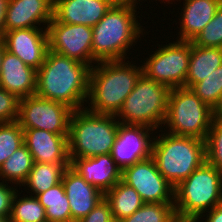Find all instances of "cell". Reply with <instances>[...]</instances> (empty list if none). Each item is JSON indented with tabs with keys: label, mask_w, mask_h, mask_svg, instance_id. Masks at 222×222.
<instances>
[{
	"label": "cell",
	"mask_w": 222,
	"mask_h": 222,
	"mask_svg": "<svg viewBox=\"0 0 222 222\" xmlns=\"http://www.w3.org/2000/svg\"><path fill=\"white\" fill-rule=\"evenodd\" d=\"M171 1V2H170ZM177 0H164V4H173ZM179 3H181V0ZM222 0H183V8L177 26V40L193 41L202 29L213 19ZM183 11V12H182Z\"/></svg>",
	"instance_id": "21"
},
{
	"label": "cell",
	"mask_w": 222,
	"mask_h": 222,
	"mask_svg": "<svg viewBox=\"0 0 222 222\" xmlns=\"http://www.w3.org/2000/svg\"><path fill=\"white\" fill-rule=\"evenodd\" d=\"M20 99L0 87V123L17 121Z\"/></svg>",
	"instance_id": "33"
},
{
	"label": "cell",
	"mask_w": 222,
	"mask_h": 222,
	"mask_svg": "<svg viewBox=\"0 0 222 222\" xmlns=\"http://www.w3.org/2000/svg\"><path fill=\"white\" fill-rule=\"evenodd\" d=\"M0 222H11L8 217H0Z\"/></svg>",
	"instance_id": "41"
},
{
	"label": "cell",
	"mask_w": 222,
	"mask_h": 222,
	"mask_svg": "<svg viewBox=\"0 0 222 222\" xmlns=\"http://www.w3.org/2000/svg\"><path fill=\"white\" fill-rule=\"evenodd\" d=\"M150 54L141 64L143 74L170 89L185 87L191 41L171 40L166 45H158Z\"/></svg>",
	"instance_id": "9"
},
{
	"label": "cell",
	"mask_w": 222,
	"mask_h": 222,
	"mask_svg": "<svg viewBox=\"0 0 222 222\" xmlns=\"http://www.w3.org/2000/svg\"><path fill=\"white\" fill-rule=\"evenodd\" d=\"M23 144V129L17 121L0 123V166Z\"/></svg>",
	"instance_id": "30"
},
{
	"label": "cell",
	"mask_w": 222,
	"mask_h": 222,
	"mask_svg": "<svg viewBox=\"0 0 222 222\" xmlns=\"http://www.w3.org/2000/svg\"><path fill=\"white\" fill-rule=\"evenodd\" d=\"M23 191H16L12 200L11 222H45V208L40 204L36 196L28 194L20 197Z\"/></svg>",
	"instance_id": "27"
},
{
	"label": "cell",
	"mask_w": 222,
	"mask_h": 222,
	"mask_svg": "<svg viewBox=\"0 0 222 222\" xmlns=\"http://www.w3.org/2000/svg\"><path fill=\"white\" fill-rule=\"evenodd\" d=\"M36 197L45 208L47 221L71 222L69 201L62 182L38 194Z\"/></svg>",
	"instance_id": "26"
},
{
	"label": "cell",
	"mask_w": 222,
	"mask_h": 222,
	"mask_svg": "<svg viewBox=\"0 0 222 222\" xmlns=\"http://www.w3.org/2000/svg\"><path fill=\"white\" fill-rule=\"evenodd\" d=\"M205 213L206 214H202L195 222H222V203Z\"/></svg>",
	"instance_id": "36"
},
{
	"label": "cell",
	"mask_w": 222,
	"mask_h": 222,
	"mask_svg": "<svg viewBox=\"0 0 222 222\" xmlns=\"http://www.w3.org/2000/svg\"><path fill=\"white\" fill-rule=\"evenodd\" d=\"M222 65V48L200 47L191 41V55L185 87L192 88L196 83L204 80L217 67Z\"/></svg>",
	"instance_id": "22"
},
{
	"label": "cell",
	"mask_w": 222,
	"mask_h": 222,
	"mask_svg": "<svg viewBox=\"0 0 222 222\" xmlns=\"http://www.w3.org/2000/svg\"><path fill=\"white\" fill-rule=\"evenodd\" d=\"M215 118L216 112L206 105L192 89L172 88L162 129L165 127V132L174 135L206 140Z\"/></svg>",
	"instance_id": "7"
},
{
	"label": "cell",
	"mask_w": 222,
	"mask_h": 222,
	"mask_svg": "<svg viewBox=\"0 0 222 222\" xmlns=\"http://www.w3.org/2000/svg\"><path fill=\"white\" fill-rule=\"evenodd\" d=\"M125 61L98 62L91 67L86 109L105 115L118 114L143 73L141 64Z\"/></svg>",
	"instance_id": "3"
},
{
	"label": "cell",
	"mask_w": 222,
	"mask_h": 222,
	"mask_svg": "<svg viewBox=\"0 0 222 222\" xmlns=\"http://www.w3.org/2000/svg\"><path fill=\"white\" fill-rule=\"evenodd\" d=\"M62 184L69 201L71 222H79L104 198V194L74 171L65 170Z\"/></svg>",
	"instance_id": "19"
},
{
	"label": "cell",
	"mask_w": 222,
	"mask_h": 222,
	"mask_svg": "<svg viewBox=\"0 0 222 222\" xmlns=\"http://www.w3.org/2000/svg\"><path fill=\"white\" fill-rule=\"evenodd\" d=\"M53 8L54 0H8L4 18L5 32L39 26L47 28L53 19Z\"/></svg>",
	"instance_id": "15"
},
{
	"label": "cell",
	"mask_w": 222,
	"mask_h": 222,
	"mask_svg": "<svg viewBox=\"0 0 222 222\" xmlns=\"http://www.w3.org/2000/svg\"><path fill=\"white\" fill-rule=\"evenodd\" d=\"M23 143L37 163L70 162L68 135L40 129H23Z\"/></svg>",
	"instance_id": "18"
},
{
	"label": "cell",
	"mask_w": 222,
	"mask_h": 222,
	"mask_svg": "<svg viewBox=\"0 0 222 222\" xmlns=\"http://www.w3.org/2000/svg\"><path fill=\"white\" fill-rule=\"evenodd\" d=\"M115 0H54L53 19L66 24L94 27Z\"/></svg>",
	"instance_id": "17"
},
{
	"label": "cell",
	"mask_w": 222,
	"mask_h": 222,
	"mask_svg": "<svg viewBox=\"0 0 222 222\" xmlns=\"http://www.w3.org/2000/svg\"><path fill=\"white\" fill-rule=\"evenodd\" d=\"M222 203V172L205 161L174 187V206L179 222H195Z\"/></svg>",
	"instance_id": "6"
},
{
	"label": "cell",
	"mask_w": 222,
	"mask_h": 222,
	"mask_svg": "<svg viewBox=\"0 0 222 222\" xmlns=\"http://www.w3.org/2000/svg\"><path fill=\"white\" fill-rule=\"evenodd\" d=\"M5 50L18 56L27 66L38 70L49 50L47 28L15 29L1 38Z\"/></svg>",
	"instance_id": "14"
},
{
	"label": "cell",
	"mask_w": 222,
	"mask_h": 222,
	"mask_svg": "<svg viewBox=\"0 0 222 222\" xmlns=\"http://www.w3.org/2000/svg\"><path fill=\"white\" fill-rule=\"evenodd\" d=\"M104 199L110 205L114 222L129 217L144 204L138 192L122 180L104 194Z\"/></svg>",
	"instance_id": "24"
},
{
	"label": "cell",
	"mask_w": 222,
	"mask_h": 222,
	"mask_svg": "<svg viewBox=\"0 0 222 222\" xmlns=\"http://www.w3.org/2000/svg\"><path fill=\"white\" fill-rule=\"evenodd\" d=\"M8 0H0V39L2 38L5 29H4V18L6 13Z\"/></svg>",
	"instance_id": "37"
},
{
	"label": "cell",
	"mask_w": 222,
	"mask_h": 222,
	"mask_svg": "<svg viewBox=\"0 0 222 222\" xmlns=\"http://www.w3.org/2000/svg\"><path fill=\"white\" fill-rule=\"evenodd\" d=\"M90 72L91 66L48 50L37 70L35 95L63 103L73 111L85 108Z\"/></svg>",
	"instance_id": "1"
},
{
	"label": "cell",
	"mask_w": 222,
	"mask_h": 222,
	"mask_svg": "<svg viewBox=\"0 0 222 222\" xmlns=\"http://www.w3.org/2000/svg\"><path fill=\"white\" fill-rule=\"evenodd\" d=\"M69 166L70 162H34L26 181L21 185V187H25L23 188L25 191L28 189L30 191H27V193H30L29 195L37 196L38 194L45 192L47 189H50L62 182L63 174Z\"/></svg>",
	"instance_id": "23"
},
{
	"label": "cell",
	"mask_w": 222,
	"mask_h": 222,
	"mask_svg": "<svg viewBox=\"0 0 222 222\" xmlns=\"http://www.w3.org/2000/svg\"><path fill=\"white\" fill-rule=\"evenodd\" d=\"M33 165V156L23 144L0 166V181L20 187L26 181Z\"/></svg>",
	"instance_id": "25"
},
{
	"label": "cell",
	"mask_w": 222,
	"mask_h": 222,
	"mask_svg": "<svg viewBox=\"0 0 222 222\" xmlns=\"http://www.w3.org/2000/svg\"><path fill=\"white\" fill-rule=\"evenodd\" d=\"M115 115L94 113L86 108L72 112L68 129L69 158L111 154L119 120Z\"/></svg>",
	"instance_id": "5"
},
{
	"label": "cell",
	"mask_w": 222,
	"mask_h": 222,
	"mask_svg": "<svg viewBox=\"0 0 222 222\" xmlns=\"http://www.w3.org/2000/svg\"><path fill=\"white\" fill-rule=\"evenodd\" d=\"M73 110L67 105L37 95L21 98L17 122L22 129H40L68 135Z\"/></svg>",
	"instance_id": "10"
},
{
	"label": "cell",
	"mask_w": 222,
	"mask_h": 222,
	"mask_svg": "<svg viewBox=\"0 0 222 222\" xmlns=\"http://www.w3.org/2000/svg\"><path fill=\"white\" fill-rule=\"evenodd\" d=\"M37 70L27 66L18 56L3 51L0 69V87L19 99L35 95Z\"/></svg>",
	"instance_id": "20"
},
{
	"label": "cell",
	"mask_w": 222,
	"mask_h": 222,
	"mask_svg": "<svg viewBox=\"0 0 222 222\" xmlns=\"http://www.w3.org/2000/svg\"><path fill=\"white\" fill-rule=\"evenodd\" d=\"M137 5L131 2H115L92 27V54L95 64L129 59L126 57L128 49L133 48V45L135 47L140 37L144 38V28L140 24L142 20L138 19L141 18L138 16L141 12H137Z\"/></svg>",
	"instance_id": "2"
},
{
	"label": "cell",
	"mask_w": 222,
	"mask_h": 222,
	"mask_svg": "<svg viewBox=\"0 0 222 222\" xmlns=\"http://www.w3.org/2000/svg\"><path fill=\"white\" fill-rule=\"evenodd\" d=\"M154 131L145 125L119 123L111 156L121 170L151 157Z\"/></svg>",
	"instance_id": "13"
},
{
	"label": "cell",
	"mask_w": 222,
	"mask_h": 222,
	"mask_svg": "<svg viewBox=\"0 0 222 222\" xmlns=\"http://www.w3.org/2000/svg\"><path fill=\"white\" fill-rule=\"evenodd\" d=\"M0 182V217H8L11 215V207L13 196L18 187L16 185ZM13 185V187H12Z\"/></svg>",
	"instance_id": "34"
},
{
	"label": "cell",
	"mask_w": 222,
	"mask_h": 222,
	"mask_svg": "<svg viewBox=\"0 0 222 222\" xmlns=\"http://www.w3.org/2000/svg\"><path fill=\"white\" fill-rule=\"evenodd\" d=\"M121 180L133 187L144 203L174 202V186L158 171L152 157L124 168Z\"/></svg>",
	"instance_id": "12"
},
{
	"label": "cell",
	"mask_w": 222,
	"mask_h": 222,
	"mask_svg": "<svg viewBox=\"0 0 222 222\" xmlns=\"http://www.w3.org/2000/svg\"><path fill=\"white\" fill-rule=\"evenodd\" d=\"M115 1L116 2H131V3L139 4L141 6L142 4L138 3V1L143 3L142 1H144V0H115ZM152 1H154V0H152ZM158 2H161V4H162L164 2V0H161V1L159 0Z\"/></svg>",
	"instance_id": "38"
},
{
	"label": "cell",
	"mask_w": 222,
	"mask_h": 222,
	"mask_svg": "<svg viewBox=\"0 0 222 222\" xmlns=\"http://www.w3.org/2000/svg\"><path fill=\"white\" fill-rule=\"evenodd\" d=\"M158 131L151 157L158 171L176 187L206 161V142L195 137L174 135L163 129Z\"/></svg>",
	"instance_id": "4"
},
{
	"label": "cell",
	"mask_w": 222,
	"mask_h": 222,
	"mask_svg": "<svg viewBox=\"0 0 222 222\" xmlns=\"http://www.w3.org/2000/svg\"><path fill=\"white\" fill-rule=\"evenodd\" d=\"M49 50L93 67L92 27L52 19L47 26Z\"/></svg>",
	"instance_id": "11"
},
{
	"label": "cell",
	"mask_w": 222,
	"mask_h": 222,
	"mask_svg": "<svg viewBox=\"0 0 222 222\" xmlns=\"http://www.w3.org/2000/svg\"><path fill=\"white\" fill-rule=\"evenodd\" d=\"M192 91L216 113L222 106V65L204 80L196 83Z\"/></svg>",
	"instance_id": "28"
},
{
	"label": "cell",
	"mask_w": 222,
	"mask_h": 222,
	"mask_svg": "<svg viewBox=\"0 0 222 222\" xmlns=\"http://www.w3.org/2000/svg\"><path fill=\"white\" fill-rule=\"evenodd\" d=\"M216 117H217L218 119L222 120V106H221V108L217 111Z\"/></svg>",
	"instance_id": "40"
},
{
	"label": "cell",
	"mask_w": 222,
	"mask_h": 222,
	"mask_svg": "<svg viewBox=\"0 0 222 222\" xmlns=\"http://www.w3.org/2000/svg\"><path fill=\"white\" fill-rule=\"evenodd\" d=\"M169 93V87L142 73L116 118L123 124L145 125L158 131L165 121Z\"/></svg>",
	"instance_id": "8"
},
{
	"label": "cell",
	"mask_w": 222,
	"mask_h": 222,
	"mask_svg": "<svg viewBox=\"0 0 222 222\" xmlns=\"http://www.w3.org/2000/svg\"><path fill=\"white\" fill-rule=\"evenodd\" d=\"M192 43L200 47L222 48V3L216 10L213 19L202 29Z\"/></svg>",
	"instance_id": "32"
},
{
	"label": "cell",
	"mask_w": 222,
	"mask_h": 222,
	"mask_svg": "<svg viewBox=\"0 0 222 222\" xmlns=\"http://www.w3.org/2000/svg\"><path fill=\"white\" fill-rule=\"evenodd\" d=\"M4 50H5L4 44H3L2 40L0 39V69H1V62H2Z\"/></svg>",
	"instance_id": "39"
},
{
	"label": "cell",
	"mask_w": 222,
	"mask_h": 222,
	"mask_svg": "<svg viewBox=\"0 0 222 222\" xmlns=\"http://www.w3.org/2000/svg\"><path fill=\"white\" fill-rule=\"evenodd\" d=\"M79 222H114L109 203L103 198L98 205Z\"/></svg>",
	"instance_id": "35"
},
{
	"label": "cell",
	"mask_w": 222,
	"mask_h": 222,
	"mask_svg": "<svg viewBox=\"0 0 222 222\" xmlns=\"http://www.w3.org/2000/svg\"><path fill=\"white\" fill-rule=\"evenodd\" d=\"M205 142L206 161L222 172V120H213Z\"/></svg>",
	"instance_id": "31"
},
{
	"label": "cell",
	"mask_w": 222,
	"mask_h": 222,
	"mask_svg": "<svg viewBox=\"0 0 222 222\" xmlns=\"http://www.w3.org/2000/svg\"><path fill=\"white\" fill-rule=\"evenodd\" d=\"M70 167L103 194L122 179V170L111 154L70 158Z\"/></svg>",
	"instance_id": "16"
},
{
	"label": "cell",
	"mask_w": 222,
	"mask_h": 222,
	"mask_svg": "<svg viewBox=\"0 0 222 222\" xmlns=\"http://www.w3.org/2000/svg\"><path fill=\"white\" fill-rule=\"evenodd\" d=\"M119 222H179L174 202L144 203L132 215Z\"/></svg>",
	"instance_id": "29"
}]
</instances>
